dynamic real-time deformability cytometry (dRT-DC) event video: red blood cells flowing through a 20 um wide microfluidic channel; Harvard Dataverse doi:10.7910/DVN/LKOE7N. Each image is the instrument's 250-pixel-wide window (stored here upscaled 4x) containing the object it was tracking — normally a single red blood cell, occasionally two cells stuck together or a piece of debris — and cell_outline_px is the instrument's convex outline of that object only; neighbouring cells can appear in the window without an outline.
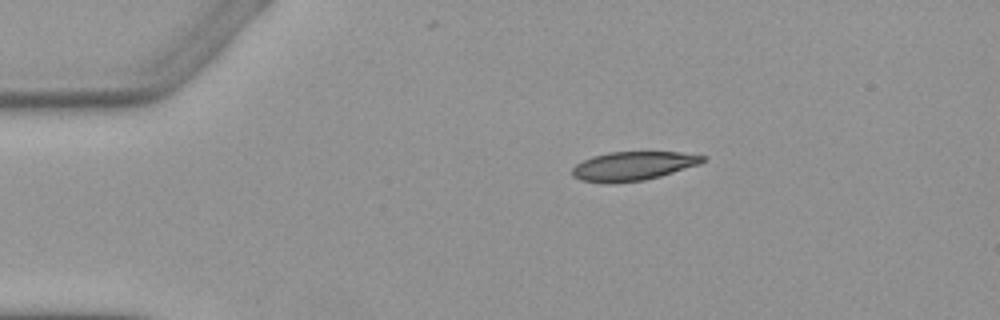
{"species": "Egyptian fruit bat (a non-hibernating species)", "species_latin": "Rousettus aegyptiacus", "temperature_condition": "warm", "stored_images_in_passage": 3, "camera_frame_rate_fps": 3000, "um_per_image_px": 0.085, "animal": {"sex": "female"}, "frame": {"image": 1, "passage_image": 1, "time_ms": 0.0, "image_size_px": [1000, 320], "cell_outline_px": [[708, 156], [700, 164], [660, 176], [644, 180], [580, 180], [572, 176], [572, 168], [576, 164], [592, 156], [608, 152], [680, 152]], "centroid_in_image_um": [53.87, 14.06], "position_along_channel_um": 31.1, "area_um2": 21.15}}
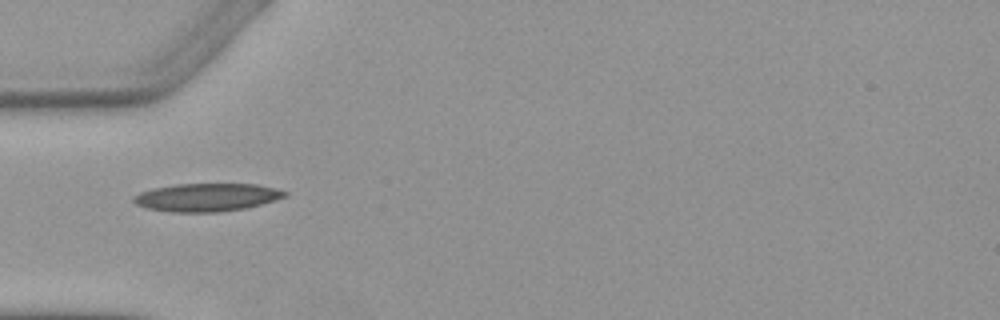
{"frame": {"image": 2, "passage_image": 3, "time_ms": 2.333, "image_size_px": [1000, 320], "cell_outline_px": [[288, 196], [260, 204], [244, 208], [220, 212], [172, 212], [144, 208], [136, 204], [132, 200], [132, 196], [140, 192], [152, 188], [176, 184], [256, 184], [288, 192]], "centroid_in_image_um": [17.52, 16.77], "position_along_channel_um": 67.5, "area_um2": 24.68}}